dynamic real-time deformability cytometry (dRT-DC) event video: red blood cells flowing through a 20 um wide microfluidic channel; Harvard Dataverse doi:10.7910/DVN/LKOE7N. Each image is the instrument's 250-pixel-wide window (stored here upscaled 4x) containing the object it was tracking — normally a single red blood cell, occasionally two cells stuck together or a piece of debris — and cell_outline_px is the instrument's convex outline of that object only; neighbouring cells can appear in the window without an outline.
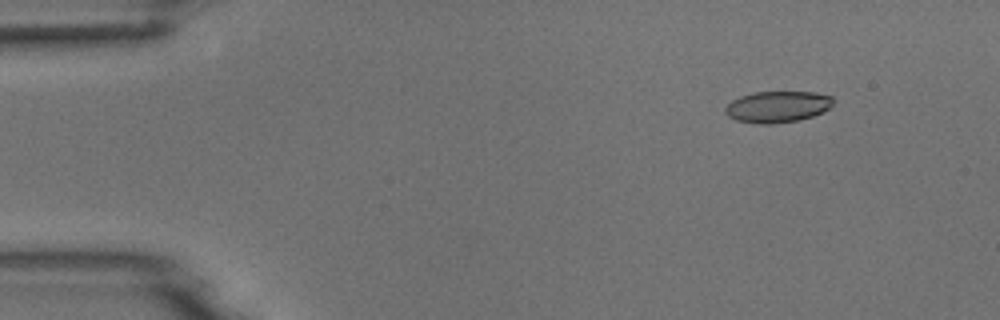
{"species": "common noctule bat (a hibernating species)", "species_latin": "Nyctalus noctula", "temperature_condition": "room temperature", "stored_images_in_passage": 4, "camera_frame_rate_fps": 3000, "um_per_image_px": 0.085, "animal": {"sex": "male", "body_mass_g": 18.8}, "frame": {"image": 1, "passage_image": 1, "time_ms": 0.0, "image_size_px": [1000, 320], "cell_outline_px": [[832, 104], [824, 112], [812, 116], [796, 120], [772, 124], [760, 124], [736, 120], [728, 116], [724, 112], [724, 108], [732, 100], [740, 96], [756, 92], [816, 92], [832, 96]], "centroid_in_image_um": [66.07, 9.07], "position_along_channel_um": 18.9, "area_um2": 19.65}}
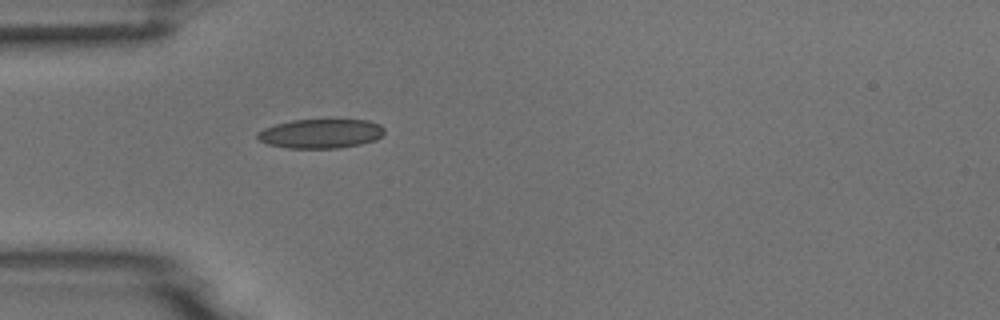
{"frame": {"image": 2, "passage_image": 4, "time_ms": 3.333, "image_size_px": [1000, 320], "cell_outline_px": [[384, 132], [376, 140], [360, 144], [340, 148], [288, 148], [268, 144], [260, 140], [256, 136], [256, 132], [264, 128], [276, 124], [292, 120], [368, 120], [380, 124], [384, 128]], "centroid_in_image_um": [27.26, 11.36], "position_along_channel_um": 57.7, "area_um2": 21.62}}